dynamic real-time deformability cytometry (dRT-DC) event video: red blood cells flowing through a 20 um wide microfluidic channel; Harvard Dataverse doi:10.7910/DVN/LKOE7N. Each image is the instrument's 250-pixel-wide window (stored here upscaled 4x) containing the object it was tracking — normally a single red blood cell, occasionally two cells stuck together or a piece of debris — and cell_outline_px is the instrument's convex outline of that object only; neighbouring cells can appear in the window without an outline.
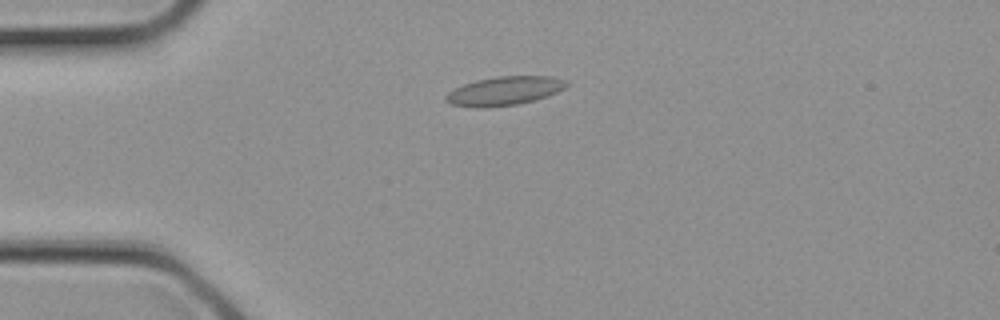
{"species": "common noctule bat (a hibernating species)", "species_latin": "Nyctalus noctula", "temperature_condition": "cold", "stored_images_in_passage": 19, "camera_frame_rate_fps": 3000, "um_per_image_px": 0.085, "animal": {"sex": "female", "body_mass_g": 21.9}, "frame": {"image": 1, "passage_image": 7, "time_ms": 2.0, "image_size_px": [1000, 320], "cell_outline_px": [[568, 84], [564, 88], [548, 96], [536, 100], [516, 104], [484, 108], [476, 108], [452, 104], [444, 100], [444, 96], [448, 92], [464, 84], [476, 80], [496, 76], [552, 76], [564, 80]], "centroid_in_image_um": [42.85, 7.73], "position_along_channel_um": 42.1, "area_um2": 20.23}}
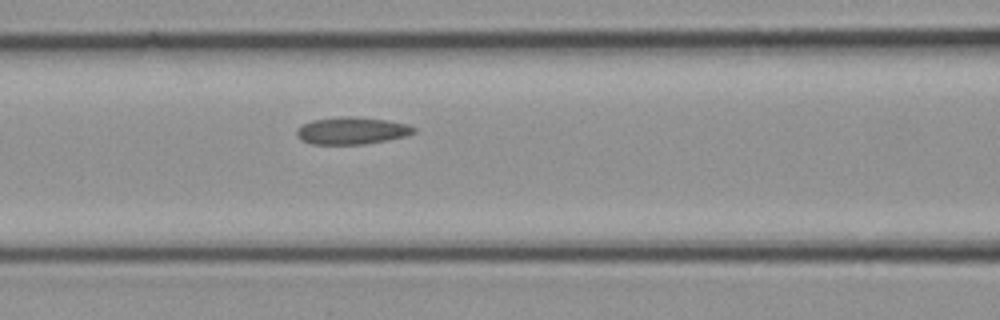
{"frame": {"image": 2, "passage_image": 12, "time_ms": 3.667, "image_size_px": [1000, 320], "cell_outline_px": [[416, 132], [404, 136], [388, 140], [364, 144], [312, 144], [300, 140], [296, 136], [296, 128], [312, 120], [340, 116], [352, 116], [388, 120], [408, 124], [416, 128]], "centroid_in_image_um": [29.89, 11.1], "position_along_channel_um": 136.7, "area_um2": 18.73}}
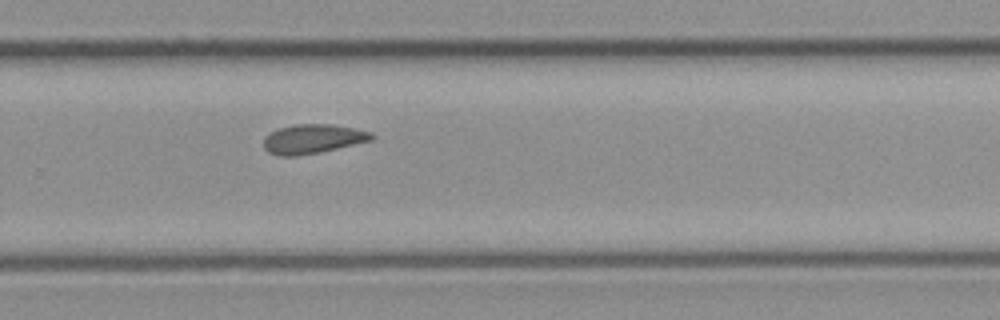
{"frame": {"image": 3, "passage_image": 19, "time_ms": 6.0, "image_size_px": [1000, 320], "cell_outline_px": [[376, 136], [372, 140], [320, 152], [296, 156], [276, 156], [268, 152], [264, 148], [264, 136], [280, 128], [296, 124], [332, 124], [372, 132]], "centroid_in_image_um": [26.58, 11.81], "position_along_channel_um": 303.2, "area_um2": 18.38}}